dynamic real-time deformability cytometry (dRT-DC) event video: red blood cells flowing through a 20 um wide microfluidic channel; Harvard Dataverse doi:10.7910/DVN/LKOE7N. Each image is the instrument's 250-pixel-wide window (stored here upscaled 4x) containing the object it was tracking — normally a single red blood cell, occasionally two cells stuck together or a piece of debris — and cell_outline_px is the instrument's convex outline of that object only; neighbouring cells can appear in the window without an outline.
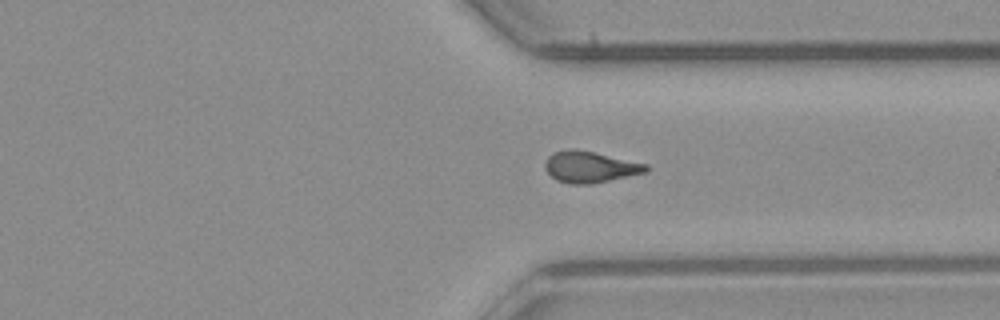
{"species": "common noctule bat (a hibernating species)", "species_latin": "Nyctalus noctula", "temperature_condition": "room temperature", "stored_images_in_passage": 45, "camera_frame_rate_fps": 3000, "um_per_image_px": 0.085, "animal": {"sex": "male", "body_mass_g": 23.1, "forearm_length_mm": 52.7}, "frame": {"image": 1, "passage_image": 39, "time_ms": 12.667, "image_size_px": [1000, 320], "cell_outline_px": [[648, 172], [592, 184], [568, 184], [556, 180], [544, 168], [544, 164], [548, 156], [552, 152], [568, 148], [576, 148], [648, 164]], "centroid_in_image_um": [50.13, 14.18], "position_along_channel_um": 361.3, "area_um2": 18.67}}